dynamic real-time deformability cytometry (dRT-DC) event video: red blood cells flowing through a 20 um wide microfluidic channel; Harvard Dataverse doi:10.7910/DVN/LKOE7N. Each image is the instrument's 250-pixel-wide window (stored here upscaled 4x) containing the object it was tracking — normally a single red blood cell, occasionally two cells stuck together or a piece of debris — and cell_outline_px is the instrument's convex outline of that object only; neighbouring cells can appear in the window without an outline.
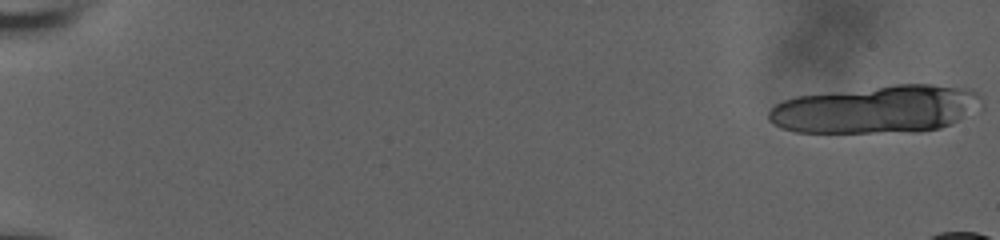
{"species": "human", "species_latin": "Homo sapiens", "temperature_condition": "room temperature", "stored_images_in_passage": 15, "camera_frame_rate_fps": 3000, "um_per_image_px": 0.085, "donor": {"sex": "male"}, "frame": {"image": 1, "passage_image": 1, "time_ms": 0.0, "image_size_px": [1000, 240], "cell_outline_px": [[980, 96], [956, 120], [940, 128], [920, 132], [796, 132], [784, 128], [768, 120], [768, 112], [776, 104], [784, 100], [796, 96], [896, 84], [932, 84], [972, 88]], "centroid_in_image_um": [74.38, 9.28], "position_along_channel_um": 10.6, "area_um2": 58.03}}